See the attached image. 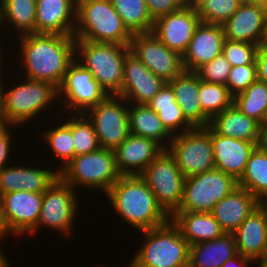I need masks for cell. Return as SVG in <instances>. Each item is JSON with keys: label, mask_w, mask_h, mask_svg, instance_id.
<instances>
[{"label": "cell", "mask_w": 267, "mask_h": 267, "mask_svg": "<svg viewBox=\"0 0 267 267\" xmlns=\"http://www.w3.org/2000/svg\"><path fill=\"white\" fill-rule=\"evenodd\" d=\"M209 126L222 136L255 142L261 145L262 125L243 114L234 104L215 115Z\"/></svg>", "instance_id": "cell-27"}, {"label": "cell", "mask_w": 267, "mask_h": 267, "mask_svg": "<svg viewBox=\"0 0 267 267\" xmlns=\"http://www.w3.org/2000/svg\"><path fill=\"white\" fill-rule=\"evenodd\" d=\"M107 96L108 94L94 79L92 73L76 59L68 65L67 72L58 87V100L64 98L63 104L66 108L64 110L70 109L67 114L85 113Z\"/></svg>", "instance_id": "cell-12"}, {"label": "cell", "mask_w": 267, "mask_h": 267, "mask_svg": "<svg viewBox=\"0 0 267 267\" xmlns=\"http://www.w3.org/2000/svg\"><path fill=\"white\" fill-rule=\"evenodd\" d=\"M130 52L165 82L182 74V55L163 44L152 32L132 34Z\"/></svg>", "instance_id": "cell-14"}, {"label": "cell", "mask_w": 267, "mask_h": 267, "mask_svg": "<svg viewBox=\"0 0 267 267\" xmlns=\"http://www.w3.org/2000/svg\"><path fill=\"white\" fill-rule=\"evenodd\" d=\"M0 27H2L1 25V3H0Z\"/></svg>", "instance_id": "cell-56"}, {"label": "cell", "mask_w": 267, "mask_h": 267, "mask_svg": "<svg viewBox=\"0 0 267 267\" xmlns=\"http://www.w3.org/2000/svg\"><path fill=\"white\" fill-rule=\"evenodd\" d=\"M0 234H8L7 229L2 219L1 204H0Z\"/></svg>", "instance_id": "cell-50"}, {"label": "cell", "mask_w": 267, "mask_h": 267, "mask_svg": "<svg viewBox=\"0 0 267 267\" xmlns=\"http://www.w3.org/2000/svg\"><path fill=\"white\" fill-rule=\"evenodd\" d=\"M230 70V63L220 54L198 68L195 73L202 81L226 85Z\"/></svg>", "instance_id": "cell-42"}, {"label": "cell", "mask_w": 267, "mask_h": 267, "mask_svg": "<svg viewBox=\"0 0 267 267\" xmlns=\"http://www.w3.org/2000/svg\"><path fill=\"white\" fill-rule=\"evenodd\" d=\"M257 79L256 65L234 66L231 67L225 86L234 97L245 91Z\"/></svg>", "instance_id": "cell-41"}, {"label": "cell", "mask_w": 267, "mask_h": 267, "mask_svg": "<svg viewBox=\"0 0 267 267\" xmlns=\"http://www.w3.org/2000/svg\"><path fill=\"white\" fill-rule=\"evenodd\" d=\"M75 189L64 183L59 177L43 192V200L40 216L36 225L37 230L41 227L57 230L66 236L72 235L73 223L75 222L78 209V198ZM41 226V227H40ZM47 226V227H46Z\"/></svg>", "instance_id": "cell-13"}, {"label": "cell", "mask_w": 267, "mask_h": 267, "mask_svg": "<svg viewBox=\"0 0 267 267\" xmlns=\"http://www.w3.org/2000/svg\"><path fill=\"white\" fill-rule=\"evenodd\" d=\"M233 234L238 254L254 263L267 258V203H261Z\"/></svg>", "instance_id": "cell-20"}, {"label": "cell", "mask_w": 267, "mask_h": 267, "mask_svg": "<svg viewBox=\"0 0 267 267\" xmlns=\"http://www.w3.org/2000/svg\"><path fill=\"white\" fill-rule=\"evenodd\" d=\"M167 149L174 156L177 166L185 177L215 168L212 128L209 125L194 127L173 135Z\"/></svg>", "instance_id": "cell-9"}, {"label": "cell", "mask_w": 267, "mask_h": 267, "mask_svg": "<svg viewBox=\"0 0 267 267\" xmlns=\"http://www.w3.org/2000/svg\"><path fill=\"white\" fill-rule=\"evenodd\" d=\"M149 15L153 21L180 10L185 4L182 0H145Z\"/></svg>", "instance_id": "cell-43"}, {"label": "cell", "mask_w": 267, "mask_h": 267, "mask_svg": "<svg viewBox=\"0 0 267 267\" xmlns=\"http://www.w3.org/2000/svg\"><path fill=\"white\" fill-rule=\"evenodd\" d=\"M165 83L129 52L125 58L123 83L118 96L123 97L128 103L147 104Z\"/></svg>", "instance_id": "cell-17"}, {"label": "cell", "mask_w": 267, "mask_h": 267, "mask_svg": "<svg viewBox=\"0 0 267 267\" xmlns=\"http://www.w3.org/2000/svg\"><path fill=\"white\" fill-rule=\"evenodd\" d=\"M182 2L185 5H193L196 2V0H182Z\"/></svg>", "instance_id": "cell-53"}, {"label": "cell", "mask_w": 267, "mask_h": 267, "mask_svg": "<svg viewBox=\"0 0 267 267\" xmlns=\"http://www.w3.org/2000/svg\"><path fill=\"white\" fill-rule=\"evenodd\" d=\"M2 76L0 74L3 112L10 125L27 124L47 110L51 102L58 101V88L49 82L24 78L23 82L5 91Z\"/></svg>", "instance_id": "cell-6"}, {"label": "cell", "mask_w": 267, "mask_h": 267, "mask_svg": "<svg viewBox=\"0 0 267 267\" xmlns=\"http://www.w3.org/2000/svg\"><path fill=\"white\" fill-rule=\"evenodd\" d=\"M59 177L53 169L5 166L0 170V197L9 192L20 190L43 193Z\"/></svg>", "instance_id": "cell-24"}, {"label": "cell", "mask_w": 267, "mask_h": 267, "mask_svg": "<svg viewBox=\"0 0 267 267\" xmlns=\"http://www.w3.org/2000/svg\"><path fill=\"white\" fill-rule=\"evenodd\" d=\"M140 233L145 241L128 267H189V244L171 219Z\"/></svg>", "instance_id": "cell-4"}, {"label": "cell", "mask_w": 267, "mask_h": 267, "mask_svg": "<svg viewBox=\"0 0 267 267\" xmlns=\"http://www.w3.org/2000/svg\"><path fill=\"white\" fill-rule=\"evenodd\" d=\"M198 95L202 112L210 120L233 104V96L222 84L200 80Z\"/></svg>", "instance_id": "cell-37"}, {"label": "cell", "mask_w": 267, "mask_h": 267, "mask_svg": "<svg viewBox=\"0 0 267 267\" xmlns=\"http://www.w3.org/2000/svg\"><path fill=\"white\" fill-rule=\"evenodd\" d=\"M75 40L129 45L132 34L110 0H80L76 3Z\"/></svg>", "instance_id": "cell-3"}, {"label": "cell", "mask_w": 267, "mask_h": 267, "mask_svg": "<svg viewBox=\"0 0 267 267\" xmlns=\"http://www.w3.org/2000/svg\"><path fill=\"white\" fill-rule=\"evenodd\" d=\"M267 8L242 2L223 24L225 39L259 45L265 40Z\"/></svg>", "instance_id": "cell-18"}, {"label": "cell", "mask_w": 267, "mask_h": 267, "mask_svg": "<svg viewBox=\"0 0 267 267\" xmlns=\"http://www.w3.org/2000/svg\"><path fill=\"white\" fill-rule=\"evenodd\" d=\"M8 234H0V242H1V238L6 236ZM1 247V246H0ZM3 251L0 248V267H11L9 261L7 260V258L4 256V253H2Z\"/></svg>", "instance_id": "cell-48"}, {"label": "cell", "mask_w": 267, "mask_h": 267, "mask_svg": "<svg viewBox=\"0 0 267 267\" xmlns=\"http://www.w3.org/2000/svg\"><path fill=\"white\" fill-rule=\"evenodd\" d=\"M233 104L243 114L263 125L267 121V83L257 79L233 97Z\"/></svg>", "instance_id": "cell-35"}, {"label": "cell", "mask_w": 267, "mask_h": 267, "mask_svg": "<svg viewBox=\"0 0 267 267\" xmlns=\"http://www.w3.org/2000/svg\"><path fill=\"white\" fill-rule=\"evenodd\" d=\"M252 262V263H251ZM255 264L250 258L237 254L233 258L227 260L222 267H248Z\"/></svg>", "instance_id": "cell-46"}, {"label": "cell", "mask_w": 267, "mask_h": 267, "mask_svg": "<svg viewBox=\"0 0 267 267\" xmlns=\"http://www.w3.org/2000/svg\"><path fill=\"white\" fill-rule=\"evenodd\" d=\"M43 193L17 191L0 197L2 219L8 234L21 236L36 233Z\"/></svg>", "instance_id": "cell-15"}, {"label": "cell", "mask_w": 267, "mask_h": 267, "mask_svg": "<svg viewBox=\"0 0 267 267\" xmlns=\"http://www.w3.org/2000/svg\"><path fill=\"white\" fill-rule=\"evenodd\" d=\"M128 104L123 97L108 95L84 113L93 124L101 148L114 151L130 135Z\"/></svg>", "instance_id": "cell-11"}, {"label": "cell", "mask_w": 267, "mask_h": 267, "mask_svg": "<svg viewBox=\"0 0 267 267\" xmlns=\"http://www.w3.org/2000/svg\"><path fill=\"white\" fill-rule=\"evenodd\" d=\"M163 149L153 139L130 134L114 150L117 169L122 176L140 175Z\"/></svg>", "instance_id": "cell-21"}, {"label": "cell", "mask_w": 267, "mask_h": 267, "mask_svg": "<svg viewBox=\"0 0 267 267\" xmlns=\"http://www.w3.org/2000/svg\"><path fill=\"white\" fill-rule=\"evenodd\" d=\"M10 124L6 121L4 112H3V101L2 95L0 93V131L8 127Z\"/></svg>", "instance_id": "cell-47"}, {"label": "cell", "mask_w": 267, "mask_h": 267, "mask_svg": "<svg viewBox=\"0 0 267 267\" xmlns=\"http://www.w3.org/2000/svg\"><path fill=\"white\" fill-rule=\"evenodd\" d=\"M258 267H267V258L264 260L259 261V263L256 265Z\"/></svg>", "instance_id": "cell-52"}, {"label": "cell", "mask_w": 267, "mask_h": 267, "mask_svg": "<svg viewBox=\"0 0 267 267\" xmlns=\"http://www.w3.org/2000/svg\"><path fill=\"white\" fill-rule=\"evenodd\" d=\"M0 3L2 26L13 27L19 36L36 33V0H0Z\"/></svg>", "instance_id": "cell-33"}, {"label": "cell", "mask_w": 267, "mask_h": 267, "mask_svg": "<svg viewBox=\"0 0 267 267\" xmlns=\"http://www.w3.org/2000/svg\"><path fill=\"white\" fill-rule=\"evenodd\" d=\"M147 105L158 114L159 119L172 135L194 128L185 119L182 109L176 102L173 90L167 82Z\"/></svg>", "instance_id": "cell-31"}, {"label": "cell", "mask_w": 267, "mask_h": 267, "mask_svg": "<svg viewBox=\"0 0 267 267\" xmlns=\"http://www.w3.org/2000/svg\"><path fill=\"white\" fill-rule=\"evenodd\" d=\"M128 121L130 134L153 139L164 149L168 148L173 135L147 104L129 103Z\"/></svg>", "instance_id": "cell-30"}, {"label": "cell", "mask_w": 267, "mask_h": 267, "mask_svg": "<svg viewBox=\"0 0 267 267\" xmlns=\"http://www.w3.org/2000/svg\"><path fill=\"white\" fill-rule=\"evenodd\" d=\"M261 145L267 148V121L262 125Z\"/></svg>", "instance_id": "cell-49"}, {"label": "cell", "mask_w": 267, "mask_h": 267, "mask_svg": "<svg viewBox=\"0 0 267 267\" xmlns=\"http://www.w3.org/2000/svg\"><path fill=\"white\" fill-rule=\"evenodd\" d=\"M257 53L258 45L224 40L222 55L230 63L231 67L256 65Z\"/></svg>", "instance_id": "cell-40"}, {"label": "cell", "mask_w": 267, "mask_h": 267, "mask_svg": "<svg viewBox=\"0 0 267 267\" xmlns=\"http://www.w3.org/2000/svg\"><path fill=\"white\" fill-rule=\"evenodd\" d=\"M129 45L75 40V59L88 69L108 95H118Z\"/></svg>", "instance_id": "cell-5"}, {"label": "cell", "mask_w": 267, "mask_h": 267, "mask_svg": "<svg viewBox=\"0 0 267 267\" xmlns=\"http://www.w3.org/2000/svg\"><path fill=\"white\" fill-rule=\"evenodd\" d=\"M237 254L234 234L224 233L215 240L189 246V267H222Z\"/></svg>", "instance_id": "cell-29"}, {"label": "cell", "mask_w": 267, "mask_h": 267, "mask_svg": "<svg viewBox=\"0 0 267 267\" xmlns=\"http://www.w3.org/2000/svg\"><path fill=\"white\" fill-rule=\"evenodd\" d=\"M42 133L44 134L42 136L43 142L49 145L48 147L54 153L55 159L64 161V166L62 165L60 169H56L59 172L62 167H65L75 157L72 138V115H69V119L67 117L66 122L57 125L54 129L50 130L49 128L48 131Z\"/></svg>", "instance_id": "cell-36"}, {"label": "cell", "mask_w": 267, "mask_h": 267, "mask_svg": "<svg viewBox=\"0 0 267 267\" xmlns=\"http://www.w3.org/2000/svg\"><path fill=\"white\" fill-rule=\"evenodd\" d=\"M247 3L260 5L267 8V0H248Z\"/></svg>", "instance_id": "cell-51"}, {"label": "cell", "mask_w": 267, "mask_h": 267, "mask_svg": "<svg viewBox=\"0 0 267 267\" xmlns=\"http://www.w3.org/2000/svg\"><path fill=\"white\" fill-rule=\"evenodd\" d=\"M170 219L189 246L215 240L225 233L211 212H175Z\"/></svg>", "instance_id": "cell-28"}, {"label": "cell", "mask_w": 267, "mask_h": 267, "mask_svg": "<svg viewBox=\"0 0 267 267\" xmlns=\"http://www.w3.org/2000/svg\"><path fill=\"white\" fill-rule=\"evenodd\" d=\"M238 187V181L213 168L185 177L183 195L176 212H211L215 204Z\"/></svg>", "instance_id": "cell-8"}, {"label": "cell", "mask_w": 267, "mask_h": 267, "mask_svg": "<svg viewBox=\"0 0 267 267\" xmlns=\"http://www.w3.org/2000/svg\"><path fill=\"white\" fill-rule=\"evenodd\" d=\"M215 168L231 175L237 181L243 175L255 142L222 136L212 129Z\"/></svg>", "instance_id": "cell-23"}, {"label": "cell", "mask_w": 267, "mask_h": 267, "mask_svg": "<svg viewBox=\"0 0 267 267\" xmlns=\"http://www.w3.org/2000/svg\"><path fill=\"white\" fill-rule=\"evenodd\" d=\"M167 83L171 86L185 119L193 127H207L210 119L202 112L200 105L198 75L195 72L184 71Z\"/></svg>", "instance_id": "cell-26"}, {"label": "cell", "mask_w": 267, "mask_h": 267, "mask_svg": "<svg viewBox=\"0 0 267 267\" xmlns=\"http://www.w3.org/2000/svg\"><path fill=\"white\" fill-rule=\"evenodd\" d=\"M11 126L12 128L18 127L16 125H9L5 129L0 131V170L3 169L5 166H8V164L6 163L8 162V157H10L9 155L11 154L10 147H12L11 140L13 138L10 134V130L12 129Z\"/></svg>", "instance_id": "cell-44"}, {"label": "cell", "mask_w": 267, "mask_h": 267, "mask_svg": "<svg viewBox=\"0 0 267 267\" xmlns=\"http://www.w3.org/2000/svg\"><path fill=\"white\" fill-rule=\"evenodd\" d=\"M260 204L250 192L238 186L215 204L211 214L225 233L233 234Z\"/></svg>", "instance_id": "cell-25"}, {"label": "cell", "mask_w": 267, "mask_h": 267, "mask_svg": "<svg viewBox=\"0 0 267 267\" xmlns=\"http://www.w3.org/2000/svg\"><path fill=\"white\" fill-rule=\"evenodd\" d=\"M154 193L157 202L171 217L180 207L185 176L174 156L163 151L139 175Z\"/></svg>", "instance_id": "cell-10"}, {"label": "cell", "mask_w": 267, "mask_h": 267, "mask_svg": "<svg viewBox=\"0 0 267 267\" xmlns=\"http://www.w3.org/2000/svg\"><path fill=\"white\" fill-rule=\"evenodd\" d=\"M72 138L75 156L87 154L100 147L93 124L84 113L72 114ZM85 117V118H84Z\"/></svg>", "instance_id": "cell-39"}, {"label": "cell", "mask_w": 267, "mask_h": 267, "mask_svg": "<svg viewBox=\"0 0 267 267\" xmlns=\"http://www.w3.org/2000/svg\"><path fill=\"white\" fill-rule=\"evenodd\" d=\"M131 34L152 32L151 19L145 0H110Z\"/></svg>", "instance_id": "cell-34"}, {"label": "cell", "mask_w": 267, "mask_h": 267, "mask_svg": "<svg viewBox=\"0 0 267 267\" xmlns=\"http://www.w3.org/2000/svg\"><path fill=\"white\" fill-rule=\"evenodd\" d=\"M76 2L36 0V33L74 36Z\"/></svg>", "instance_id": "cell-22"}, {"label": "cell", "mask_w": 267, "mask_h": 267, "mask_svg": "<svg viewBox=\"0 0 267 267\" xmlns=\"http://www.w3.org/2000/svg\"><path fill=\"white\" fill-rule=\"evenodd\" d=\"M238 186L250 192L261 203H267V148L257 145L249 156Z\"/></svg>", "instance_id": "cell-32"}, {"label": "cell", "mask_w": 267, "mask_h": 267, "mask_svg": "<svg viewBox=\"0 0 267 267\" xmlns=\"http://www.w3.org/2000/svg\"><path fill=\"white\" fill-rule=\"evenodd\" d=\"M0 44H1V43H0ZM2 51H3V49L1 50V46H0V68L2 67V66H1V64H2L1 59H2V57H3L2 53H1ZM0 73L2 74L1 69H0Z\"/></svg>", "instance_id": "cell-54"}, {"label": "cell", "mask_w": 267, "mask_h": 267, "mask_svg": "<svg viewBox=\"0 0 267 267\" xmlns=\"http://www.w3.org/2000/svg\"><path fill=\"white\" fill-rule=\"evenodd\" d=\"M265 42H267V23H266V35H265Z\"/></svg>", "instance_id": "cell-55"}, {"label": "cell", "mask_w": 267, "mask_h": 267, "mask_svg": "<svg viewBox=\"0 0 267 267\" xmlns=\"http://www.w3.org/2000/svg\"><path fill=\"white\" fill-rule=\"evenodd\" d=\"M114 211L138 231L164 225L170 216L139 175L121 176L106 193Z\"/></svg>", "instance_id": "cell-2"}, {"label": "cell", "mask_w": 267, "mask_h": 267, "mask_svg": "<svg viewBox=\"0 0 267 267\" xmlns=\"http://www.w3.org/2000/svg\"><path fill=\"white\" fill-rule=\"evenodd\" d=\"M256 66L258 80L267 83V42L265 41L258 45Z\"/></svg>", "instance_id": "cell-45"}, {"label": "cell", "mask_w": 267, "mask_h": 267, "mask_svg": "<svg viewBox=\"0 0 267 267\" xmlns=\"http://www.w3.org/2000/svg\"><path fill=\"white\" fill-rule=\"evenodd\" d=\"M23 76L46 81L57 88L75 59V38L58 34H26L19 36Z\"/></svg>", "instance_id": "cell-1"}, {"label": "cell", "mask_w": 267, "mask_h": 267, "mask_svg": "<svg viewBox=\"0 0 267 267\" xmlns=\"http://www.w3.org/2000/svg\"><path fill=\"white\" fill-rule=\"evenodd\" d=\"M58 174L64 183L75 189L85 186L105 194L122 176L116 166L114 151L104 148L75 156Z\"/></svg>", "instance_id": "cell-7"}, {"label": "cell", "mask_w": 267, "mask_h": 267, "mask_svg": "<svg viewBox=\"0 0 267 267\" xmlns=\"http://www.w3.org/2000/svg\"><path fill=\"white\" fill-rule=\"evenodd\" d=\"M225 35L221 24L202 23L196 27L187 50L182 55L185 71L195 72L222 54Z\"/></svg>", "instance_id": "cell-19"}, {"label": "cell", "mask_w": 267, "mask_h": 267, "mask_svg": "<svg viewBox=\"0 0 267 267\" xmlns=\"http://www.w3.org/2000/svg\"><path fill=\"white\" fill-rule=\"evenodd\" d=\"M241 3L240 0H196L193 5L202 23L222 25Z\"/></svg>", "instance_id": "cell-38"}, {"label": "cell", "mask_w": 267, "mask_h": 267, "mask_svg": "<svg viewBox=\"0 0 267 267\" xmlns=\"http://www.w3.org/2000/svg\"><path fill=\"white\" fill-rule=\"evenodd\" d=\"M200 22L195 6L184 5L180 10L155 20L152 33L169 49L183 55Z\"/></svg>", "instance_id": "cell-16"}]
</instances>
